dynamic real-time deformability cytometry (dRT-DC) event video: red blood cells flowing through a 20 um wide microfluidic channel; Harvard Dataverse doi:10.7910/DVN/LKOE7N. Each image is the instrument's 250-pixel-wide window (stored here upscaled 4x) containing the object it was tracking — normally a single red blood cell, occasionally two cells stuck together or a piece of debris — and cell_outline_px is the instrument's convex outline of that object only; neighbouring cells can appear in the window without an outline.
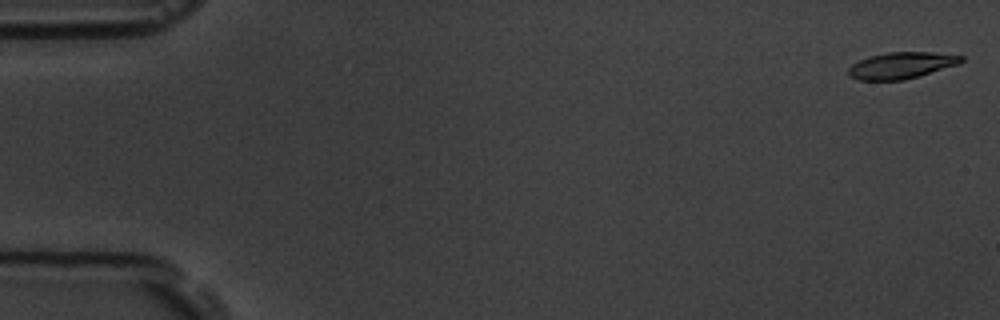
{"species": "common noctule bat (a hibernating species)", "species_latin": "Nyctalus noctula", "temperature_condition": "room temperature", "stored_images_in_passage": 7, "camera_frame_rate_fps": 3000, "um_per_image_px": 0.085, "animal": {"sex": "male", "body_mass_g": 19.5, "forearm_length_mm": 54.6}, "frame": {"image": 1, "passage_image": 1, "time_ms": 0.0, "image_size_px": [1000, 320], "cell_outline_px": [[964, 60], [960, 64], [904, 80], [860, 80], [848, 76], [848, 68], [852, 64], [868, 56], [888, 52], [932, 52], [964, 56]], "centroid_in_image_um": [76.62, 5.55], "position_along_channel_um": 8.4, "area_um2": 17.46}}
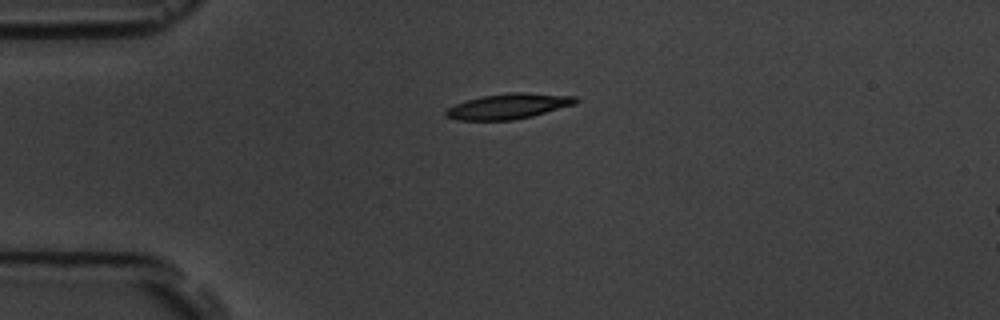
{"frame": {"image": 2, "passage_image": 5, "time_ms": 4.333, "image_size_px": [1000, 320], "cell_outline_px": [[580, 100], [576, 104], [532, 116], [512, 120], [456, 120], [444, 116], [444, 112], [448, 108], [456, 104], [468, 100], [484, 96], [508, 92], [524, 92], [576, 96]], "centroid_in_image_um": [43.25, 9.03], "position_along_channel_um": 41.8, "area_um2": 19.19}}
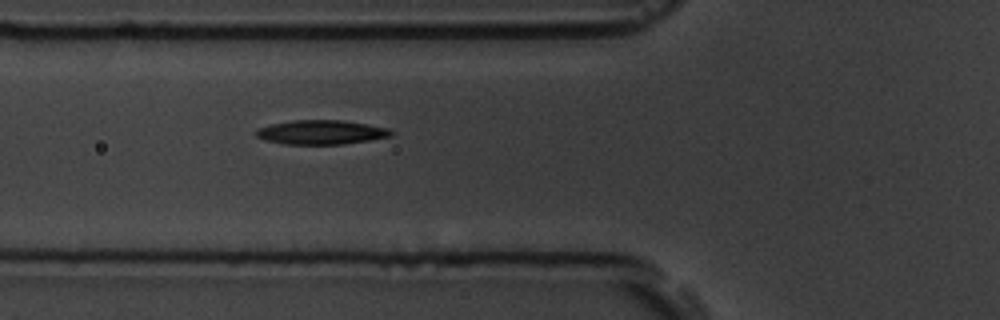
{"frame": {"image": 3, "passage_image": 7, "time_ms": 6.667, "image_size_px": [1000, 320], "cell_outline_px": [[392, 136], [344, 144], [280, 144], [264, 140], [256, 136], [256, 128], [272, 124], [292, 120], [344, 120], [388, 128], [392, 132]], "centroid_in_image_um": [27.26, 11.24], "position_along_channel_um": 98.5, "area_um2": 19.07}}